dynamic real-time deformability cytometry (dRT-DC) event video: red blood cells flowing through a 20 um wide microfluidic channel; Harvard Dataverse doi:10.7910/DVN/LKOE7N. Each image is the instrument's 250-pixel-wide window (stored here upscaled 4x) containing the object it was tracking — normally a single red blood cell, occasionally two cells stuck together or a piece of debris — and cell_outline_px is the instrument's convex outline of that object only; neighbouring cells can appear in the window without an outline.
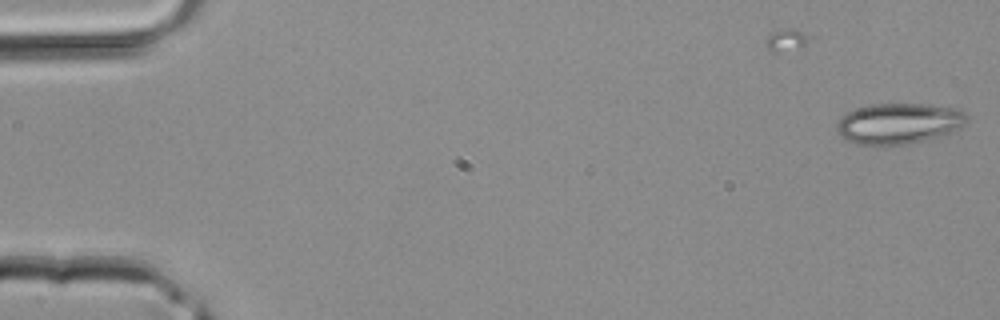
{"species": "common noctule bat (a hibernating species)", "species_latin": "Nyctalus noctula", "temperature_condition": "room temperature", "stored_images_in_passage": 4, "camera_frame_rate_fps": 3000, "um_per_image_px": 0.085, "animal": {"sex": "male", "body_mass_g": 20.4}, "frame": {"image": 1, "passage_image": 4, "time_ms": 1.0, "image_size_px": [1000, 320], "cell_outline_px": [[968, 120], [960, 128], [924, 140], [908, 144], [856, 144], [844, 140], [840, 136], [836, 128], [836, 124], [848, 112], [872, 104], [924, 104], [952, 108], [964, 112], [968, 116]], "centroid_in_image_um": [76.37, 10.49], "position_along_channel_um": 8.6, "area_um2": 30.35}}